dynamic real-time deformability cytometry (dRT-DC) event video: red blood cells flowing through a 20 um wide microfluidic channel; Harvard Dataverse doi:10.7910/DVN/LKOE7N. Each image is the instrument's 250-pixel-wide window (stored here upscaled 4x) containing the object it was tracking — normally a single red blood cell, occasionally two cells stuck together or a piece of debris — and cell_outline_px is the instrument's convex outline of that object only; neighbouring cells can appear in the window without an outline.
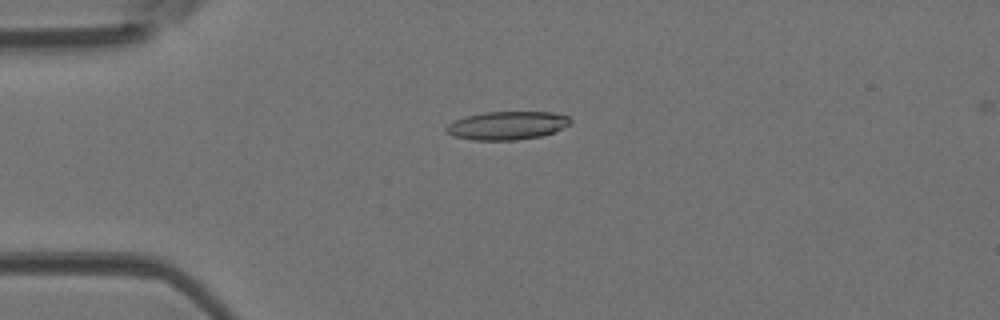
{"species": "Egyptian fruit bat (a non-hibernating species)", "species_latin": "Rousettus aegyptiacus", "temperature_condition": "room temperature", "stored_images_in_passage": 48, "camera_frame_rate_fps": 3000, "um_per_image_px": 0.085, "animal": {"sex": "female"}, "frame": {"image": 1, "passage_image": 12, "time_ms": 3.667, "image_size_px": [1000, 320], "cell_outline_px": [[572, 124], [552, 132], [540, 136], [516, 140], [472, 140], [452, 136], [444, 128], [452, 120], [464, 116], [484, 112], [552, 112], [568, 116], [572, 120]], "centroid_in_image_um": [43.07, 10.66], "position_along_channel_um": 41.9, "area_um2": 20.63}}
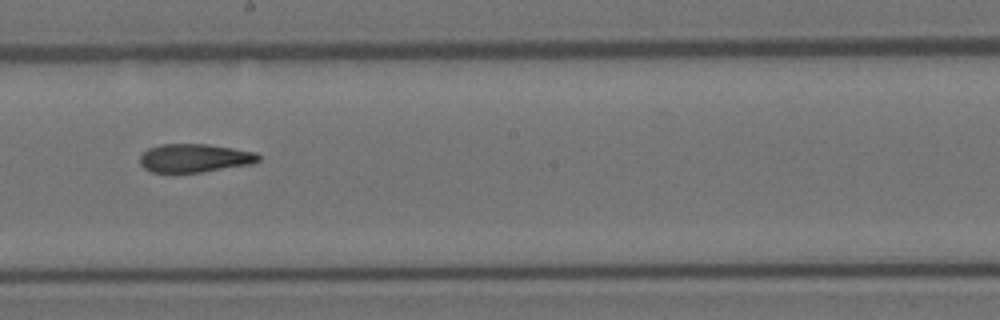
{"frame": {"image": 2, "passage_image": 27, "time_ms": 8.667, "image_size_px": [1000, 320], "cell_outline_px": [[260, 160], [252, 164], [200, 172], [152, 172], [144, 168], [140, 164], [140, 156], [148, 148], [160, 144], [208, 144], [256, 152], [260, 156]], "centroid_in_image_um": [16.54, 13.43], "position_along_channel_um": 231.7, "area_um2": 19.59}}
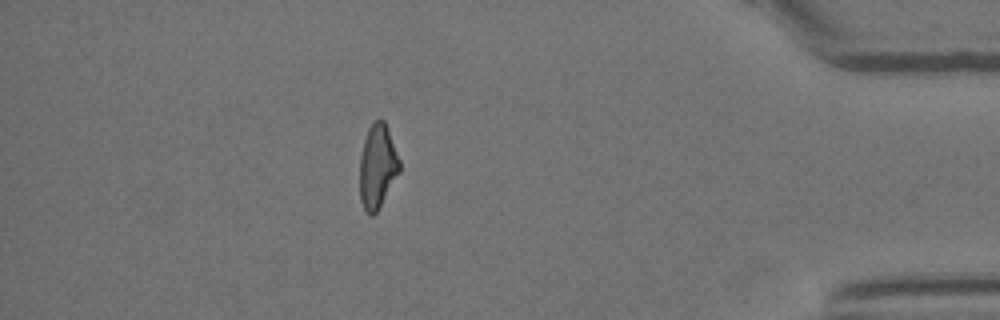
{"frame": {"image": 3, "passage_image": 42, "time_ms": 13.667, "image_size_px": [1000, 320], "cell_outline_px": [[400, 172], [376, 212], [372, 216], [364, 208], [360, 200], [360, 156], [364, 140], [368, 128], [376, 120], [384, 120], [400, 160]], "centroid_in_image_um": [32.08, 14.14], "position_along_channel_um": 403.1, "area_um2": 19.19}, "authors_computed_cell_mechanics": {"area_um2": 20.4323, "velocity_mm_per_s": 4.2984, "shape_relaxation_time_tau1_ms": 10.3626, "shape_relaxation_time_tau2_ms": 4.7295, "deformation_change_tau1": 0.2927, "deformation_change_tau2": 0.1642}}